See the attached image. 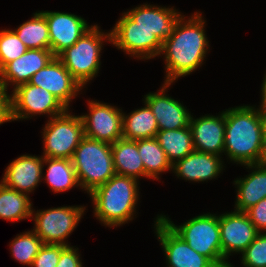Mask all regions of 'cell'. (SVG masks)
<instances>
[{
  "label": "cell",
  "instance_id": "obj_1",
  "mask_svg": "<svg viewBox=\"0 0 266 267\" xmlns=\"http://www.w3.org/2000/svg\"><path fill=\"white\" fill-rule=\"evenodd\" d=\"M202 12H194L190 17L183 15L174 33L162 43L159 56L164 57L165 81L174 83L178 78L195 72L205 62L210 48ZM164 55V56H163Z\"/></svg>",
  "mask_w": 266,
  "mask_h": 267
},
{
  "label": "cell",
  "instance_id": "obj_2",
  "mask_svg": "<svg viewBox=\"0 0 266 267\" xmlns=\"http://www.w3.org/2000/svg\"><path fill=\"white\" fill-rule=\"evenodd\" d=\"M256 105H240L226 109L224 155L230 162L257 164L262 147L265 116Z\"/></svg>",
  "mask_w": 266,
  "mask_h": 267
},
{
  "label": "cell",
  "instance_id": "obj_3",
  "mask_svg": "<svg viewBox=\"0 0 266 267\" xmlns=\"http://www.w3.org/2000/svg\"><path fill=\"white\" fill-rule=\"evenodd\" d=\"M139 180L115 174L89 196L93 213L103 226L117 228L134 219L139 193Z\"/></svg>",
  "mask_w": 266,
  "mask_h": 267
},
{
  "label": "cell",
  "instance_id": "obj_4",
  "mask_svg": "<svg viewBox=\"0 0 266 267\" xmlns=\"http://www.w3.org/2000/svg\"><path fill=\"white\" fill-rule=\"evenodd\" d=\"M105 41L111 43V31L104 32L95 24L74 45L57 56L83 88L99 73L102 64L100 53Z\"/></svg>",
  "mask_w": 266,
  "mask_h": 267
},
{
  "label": "cell",
  "instance_id": "obj_5",
  "mask_svg": "<svg viewBox=\"0 0 266 267\" xmlns=\"http://www.w3.org/2000/svg\"><path fill=\"white\" fill-rule=\"evenodd\" d=\"M72 163L80 188L88 195L116 173L111 144L84 137L75 149Z\"/></svg>",
  "mask_w": 266,
  "mask_h": 267
},
{
  "label": "cell",
  "instance_id": "obj_6",
  "mask_svg": "<svg viewBox=\"0 0 266 267\" xmlns=\"http://www.w3.org/2000/svg\"><path fill=\"white\" fill-rule=\"evenodd\" d=\"M159 216L197 253L209 258L217 267H230L222 255L218 214L203 213L178 226L168 216Z\"/></svg>",
  "mask_w": 266,
  "mask_h": 267
},
{
  "label": "cell",
  "instance_id": "obj_7",
  "mask_svg": "<svg viewBox=\"0 0 266 267\" xmlns=\"http://www.w3.org/2000/svg\"><path fill=\"white\" fill-rule=\"evenodd\" d=\"M43 131V157L72 159L75 149L85 137L80 115L63 114L46 121Z\"/></svg>",
  "mask_w": 266,
  "mask_h": 267
},
{
  "label": "cell",
  "instance_id": "obj_8",
  "mask_svg": "<svg viewBox=\"0 0 266 267\" xmlns=\"http://www.w3.org/2000/svg\"><path fill=\"white\" fill-rule=\"evenodd\" d=\"M86 206H60L49 209L32 210L33 231L44 244L66 245L68 237L76 229L86 212Z\"/></svg>",
  "mask_w": 266,
  "mask_h": 267
},
{
  "label": "cell",
  "instance_id": "obj_9",
  "mask_svg": "<svg viewBox=\"0 0 266 267\" xmlns=\"http://www.w3.org/2000/svg\"><path fill=\"white\" fill-rule=\"evenodd\" d=\"M11 93V121L28 120L37 115H47L49 120L67 110L52 93L29 82L12 89Z\"/></svg>",
  "mask_w": 266,
  "mask_h": 267
},
{
  "label": "cell",
  "instance_id": "obj_10",
  "mask_svg": "<svg viewBox=\"0 0 266 267\" xmlns=\"http://www.w3.org/2000/svg\"><path fill=\"white\" fill-rule=\"evenodd\" d=\"M110 31V44L129 56L138 60L159 57L162 42L149 30L138 26L125 12Z\"/></svg>",
  "mask_w": 266,
  "mask_h": 267
},
{
  "label": "cell",
  "instance_id": "obj_11",
  "mask_svg": "<svg viewBox=\"0 0 266 267\" xmlns=\"http://www.w3.org/2000/svg\"><path fill=\"white\" fill-rule=\"evenodd\" d=\"M87 106L89 113L80 115L85 137L110 144L122 138V108L96 100H88Z\"/></svg>",
  "mask_w": 266,
  "mask_h": 267
},
{
  "label": "cell",
  "instance_id": "obj_12",
  "mask_svg": "<svg viewBox=\"0 0 266 267\" xmlns=\"http://www.w3.org/2000/svg\"><path fill=\"white\" fill-rule=\"evenodd\" d=\"M154 228L164 251L167 267H217L209 258L193 250L159 214L155 218Z\"/></svg>",
  "mask_w": 266,
  "mask_h": 267
},
{
  "label": "cell",
  "instance_id": "obj_13",
  "mask_svg": "<svg viewBox=\"0 0 266 267\" xmlns=\"http://www.w3.org/2000/svg\"><path fill=\"white\" fill-rule=\"evenodd\" d=\"M219 226L223 259L231 265L229 256L241 254L259 232L245 212L235 210L219 214Z\"/></svg>",
  "mask_w": 266,
  "mask_h": 267
},
{
  "label": "cell",
  "instance_id": "obj_14",
  "mask_svg": "<svg viewBox=\"0 0 266 267\" xmlns=\"http://www.w3.org/2000/svg\"><path fill=\"white\" fill-rule=\"evenodd\" d=\"M47 21L50 50L57 57L74 45L91 27L83 17L59 11H41Z\"/></svg>",
  "mask_w": 266,
  "mask_h": 267
},
{
  "label": "cell",
  "instance_id": "obj_15",
  "mask_svg": "<svg viewBox=\"0 0 266 267\" xmlns=\"http://www.w3.org/2000/svg\"><path fill=\"white\" fill-rule=\"evenodd\" d=\"M29 83L52 93L69 110L70 102L83 89L57 57L35 73Z\"/></svg>",
  "mask_w": 266,
  "mask_h": 267
},
{
  "label": "cell",
  "instance_id": "obj_16",
  "mask_svg": "<svg viewBox=\"0 0 266 267\" xmlns=\"http://www.w3.org/2000/svg\"><path fill=\"white\" fill-rule=\"evenodd\" d=\"M171 85L172 83H163L157 92H149L142 100L151 108L159 130H175L190 125L191 112L180 100L167 94Z\"/></svg>",
  "mask_w": 266,
  "mask_h": 267
},
{
  "label": "cell",
  "instance_id": "obj_17",
  "mask_svg": "<svg viewBox=\"0 0 266 267\" xmlns=\"http://www.w3.org/2000/svg\"><path fill=\"white\" fill-rule=\"evenodd\" d=\"M138 26L149 30L162 43L171 37L183 16L174 7L141 4L125 12Z\"/></svg>",
  "mask_w": 266,
  "mask_h": 267
},
{
  "label": "cell",
  "instance_id": "obj_18",
  "mask_svg": "<svg viewBox=\"0 0 266 267\" xmlns=\"http://www.w3.org/2000/svg\"><path fill=\"white\" fill-rule=\"evenodd\" d=\"M44 157L24 154L13 160L0 180L6 187L29 195L42 182Z\"/></svg>",
  "mask_w": 266,
  "mask_h": 267
},
{
  "label": "cell",
  "instance_id": "obj_19",
  "mask_svg": "<svg viewBox=\"0 0 266 267\" xmlns=\"http://www.w3.org/2000/svg\"><path fill=\"white\" fill-rule=\"evenodd\" d=\"M221 113V114H220ZM205 114L190 119L194 150L222 156L224 152L225 115Z\"/></svg>",
  "mask_w": 266,
  "mask_h": 267
},
{
  "label": "cell",
  "instance_id": "obj_20",
  "mask_svg": "<svg viewBox=\"0 0 266 267\" xmlns=\"http://www.w3.org/2000/svg\"><path fill=\"white\" fill-rule=\"evenodd\" d=\"M55 56L48 49H28L21 57L8 63L0 71V83L8 90L26 84L31 77L48 65ZM10 84V85H9Z\"/></svg>",
  "mask_w": 266,
  "mask_h": 267
},
{
  "label": "cell",
  "instance_id": "obj_21",
  "mask_svg": "<svg viewBox=\"0 0 266 267\" xmlns=\"http://www.w3.org/2000/svg\"><path fill=\"white\" fill-rule=\"evenodd\" d=\"M222 156L193 151L172 165V172L185 181L207 182L216 179L224 169Z\"/></svg>",
  "mask_w": 266,
  "mask_h": 267
},
{
  "label": "cell",
  "instance_id": "obj_22",
  "mask_svg": "<svg viewBox=\"0 0 266 267\" xmlns=\"http://www.w3.org/2000/svg\"><path fill=\"white\" fill-rule=\"evenodd\" d=\"M251 170L243 178L233 181L236 189L235 211L245 212L266 197V167L259 164L244 165Z\"/></svg>",
  "mask_w": 266,
  "mask_h": 267
},
{
  "label": "cell",
  "instance_id": "obj_23",
  "mask_svg": "<svg viewBox=\"0 0 266 267\" xmlns=\"http://www.w3.org/2000/svg\"><path fill=\"white\" fill-rule=\"evenodd\" d=\"M114 170L117 175L139 180L144 177V165L138 152L137 140L120 138L111 144Z\"/></svg>",
  "mask_w": 266,
  "mask_h": 267
},
{
  "label": "cell",
  "instance_id": "obj_24",
  "mask_svg": "<svg viewBox=\"0 0 266 267\" xmlns=\"http://www.w3.org/2000/svg\"><path fill=\"white\" fill-rule=\"evenodd\" d=\"M143 102L144 107L128 114L123 112L122 138L128 140L156 138L159 131L156 118L149 105Z\"/></svg>",
  "mask_w": 266,
  "mask_h": 267
},
{
  "label": "cell",
  "instance_id": "obj_25",
  "mask_svg": "<svg viewBox=\"0 0 266 267\" xmlns=\"http://www.w3.org/2000/svg\"><path fill=\"white\" fill-rule=\"evenodd\" d=\"M44 164L48 166L45 174H42V180H45L52 192L62 193L80 187L72 159L44 157Z\"/></svg>",
  "mask_w": 266,
  "mask_h": 267
},
{
  "label": "cell",
  "instance_id": "obj_26",
  "mask_svg": "<svg viewBox=\"0 0 266 267\" xmlns=\"http://www.w3.org/2000/svg\"><path fill=\"white\" fill-rule=\"evenodd\" d=\"M156 139L172 165L194 151L190 126L175 130H159Z\"/></svg>",
  "mask_w": 266,
  "mask_h": 267
},
{
  "label": "cell",
  "instance_id": "obj_27",
  "mask_svg": "<svg viewBox=\"0 0 266 267\" xmlns=\"http://www.w3.org/2000/svg\"><path fill=\"white\" fill-rule=\"evenodd\" d=\"M138 152L144 165V177L159 180L164 172L172 171V164L156 138L137 140Z\"/></svg>",
  "mask_w": 266,
  "mask_h": 267
},
{
  "label": "cell",
  "instance_id": "obj_28",
  "mask_svg": "<svg viewBox=\"0 0 266 267\" xmlns=\"http://www.w3.org/2000/svg\"><path fill=\"white\" fill-rule=\"evenodd\" d=\"M30 196L6 187L0 182V219L21 221L32 217Z\"/></svg>",
  "mask_w": 266,
  "mask_h": 267
},
{
  "label": "cell",
  "instance_id": "obj_29",
  "mask_svg": "<svg viewBox=\"0 0 266 267\" xmlns=\"http://www.w3.org/2000/svg\"><path fill=\"white\" fill-rule=\"evenodd\" d=\"M27 49L50 50V38L47 21L41 11L35 12L30 20L13 30Z\"/></svg>",
  "mask_w": 266,
  "mask_h": 267
},
{
  "label": "cell",
  "instance_id": "obj_30",
  "mask_svg": "<svg viewBox=\"0 0 266 267\" xmlns=\"http://www.w3.org/2000/svg\"><path fill=\"white\" fill-rule=\"evenodd\" d=\"M43 241L33 230L24 231L9 243L11 256L20 264L31 267L34 258L39 253Z\"/></svg>",
  "mask_w": 266,
  "mask_h": 267
},
{
  "label": "cell",
  "instance_id": "obj_31",
  "mask_svg": "<svg viewBox=\"0 0 266 267\" xmlns=\"http://www.w3.org/2000/svg\"><path fill=\"white\" fill-rule=\"evenodd\" d=\"M27 50L12 29L0 30V71L11 61L21 57Z\"/></svg>",
  "mask_w": 266,
  "mask_h": 267
},
{
  "label": "cell",
  "instance_id": "obj_32",
  "mask_svg": "<svg viewBox=\"0 0 266 267\" xmlns=\"http://www.w3.org/2000/svg\"><path fill=\"white\" fill-rule=\"evenodd\" d=\"M240 255L243 267H266V232L259 233Z\"/></svg>",
  "mask_w": 266,
  "mask_h": 267
},
{
  "label": "cell",
  "instance_id": "obj_33",
  "mask_svg": "<svg viewBox=\"0 0 266 267\" xmlns=\"http://www.w3.org/2000/svg\"><path fill=\"white\" fill-rule=\"evenodd\" d=\"M66 245L44 244L34 258L31 267H56L61 251Z\"/></svg>",
  "mask_w": 266,
  "mask_h": 267
},
{
  "label": "cell",
  "instance_id": "obj_34",
  "mask_svg": "<svg viewBox=\"0 0 266 267\" xmlns=\"http://www.w3.org/2000/svg\"><path fill=\"white\" fill-rule=\"evenodd\" d=\"M259 233L266 231V197L245 211Z\"/></svg>",
  "mask_w": 266,
  "mask_h": 267
},
{
  "label": "cell",
  "instance_id": "obj_35",
  "mask_svg": "<svg viewBox=\"0 0 266 267\" xmlns=\"http://www.w3.org/2000/svg\"><path fill=\"white\" fill-rule=\"evenodd\" d=\"M79 248L74 246H66L60 254V258L56 267H83Z\"/></svg>",
  "mask_w": 266,
  "mask_h": 267
},
{
  "label": "cell",
  "instance_id": "obj_36",
  "mask_svg": "<svg viewBox=\"0 0 266 267\" xmlns=\"http://www.w3.org/2000/svg\"><path fill=\"white\" fill-rule=\"evenodd\" d=\"M6 87L0 83V125L12 122L10 115V94Z\"/></svg>",
  "mask_w": 266,
  "mask_h": 267
},
{
  "label": "cell",
  "instance_id": "obj_37",
  "mask_svg": "<svg viewBox=\"0 0 266 267\" xmlns=\"http://www.w3.org/2000/svg\"><path fill=\"white\" fill-rule=\"evenodd\" d=\"M257 164L266 167V118H265V121H264V127H263V133H262L261 153H260V158H259Z\"/></svg>",
  "mask_w": 266,
  "mask_h": 267
},
{
  "label": "cell",
  "instance_id": "obj_38",
  "mask_svg": "<svg viewBox=\"0 0 266 267\" xmlns=\"http://www.w3.org/2000/svg\"><path fill=\"white\" fill-rule=\"evenodd\" d=\"M261 103H259L260 107L258 108L259 111L265 116L266 118V75L264 74L263 83L261 84Z\"/></svg>",
  "mask_w": 266,
  "mask_h": 267
}]
</instances>
